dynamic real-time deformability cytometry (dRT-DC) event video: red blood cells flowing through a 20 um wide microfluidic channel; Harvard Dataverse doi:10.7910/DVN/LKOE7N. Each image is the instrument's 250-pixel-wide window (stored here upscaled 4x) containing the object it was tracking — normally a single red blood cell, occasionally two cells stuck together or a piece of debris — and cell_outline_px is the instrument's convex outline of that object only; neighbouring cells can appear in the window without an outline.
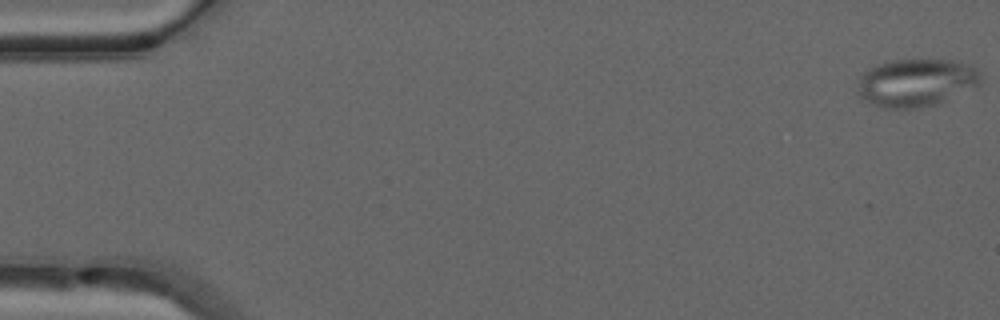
{"species": "common noctule bat (a hibernating species)", "species_latin": "Nyctalus noctula", "temperature_condition": "warm", "stored_images_in_passage": 50, "camera_frame_rate_fps": 3000, "um_per_image_px": 0.085, "animal": {"sex": "male", "forearm_length_mm": 52.5}, "frame": {"image": 1, "passage_image": 1, "time_ms": 0.0, "image_size_px": [1000, 320], "cell_outline_px": [[984, 80], [940, 104], [920, 108], [880, 108], [872, 104], [860, 96], [856, 92], [860, 76], [864, 72], [880, 64], [896, 60], [952, 60], [972, 64], [980, 72]], "centroid_in_image_um": [77.89, 7.04], "position_along_channel_um": 7.1, "area_um2": 34.33}}
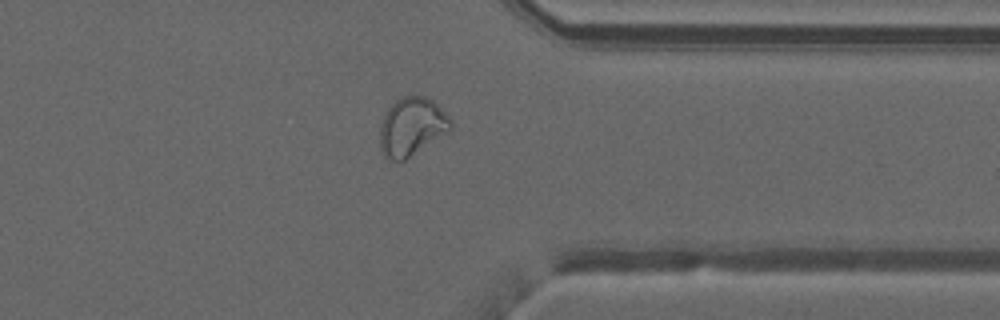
{"frame": {"image": 2, "passage_image": 40, "time_ms": 13.0, "image_size_px": [1000, 320], "cell_outline_px": [[452, 128], [448, 132], [404, 160], [388, 160], [380, 152], [380, 128], [384, 116], [388, 108], [396, 100], [404, 96], [424, 96], [432, 100], [452, 120]], "centroid_in_image_um": [34.99, 10.78], "position_along_channel_um": 376.4, "area_um2": 23.81}}
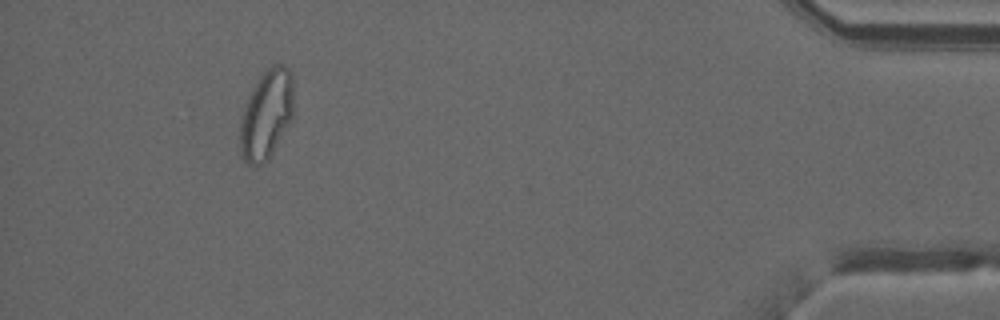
{"frame": {"image": 3, "passage_image": 47, "time_ms": 15.333, "image_size_px": [1000, 320], "cell_outline_px": [[292, 120], [268, 160], [260, 164], [248, 164], [244, 160], [240, 148], [240, 116], [248, 96], [252, 88], [260, 76], [272, 64], [284, 64], [292, 72]], "centroid_in_image_um": [22.64, 9.71], "position_along_channel_um": 412.6, "area_um2": 27.92}}